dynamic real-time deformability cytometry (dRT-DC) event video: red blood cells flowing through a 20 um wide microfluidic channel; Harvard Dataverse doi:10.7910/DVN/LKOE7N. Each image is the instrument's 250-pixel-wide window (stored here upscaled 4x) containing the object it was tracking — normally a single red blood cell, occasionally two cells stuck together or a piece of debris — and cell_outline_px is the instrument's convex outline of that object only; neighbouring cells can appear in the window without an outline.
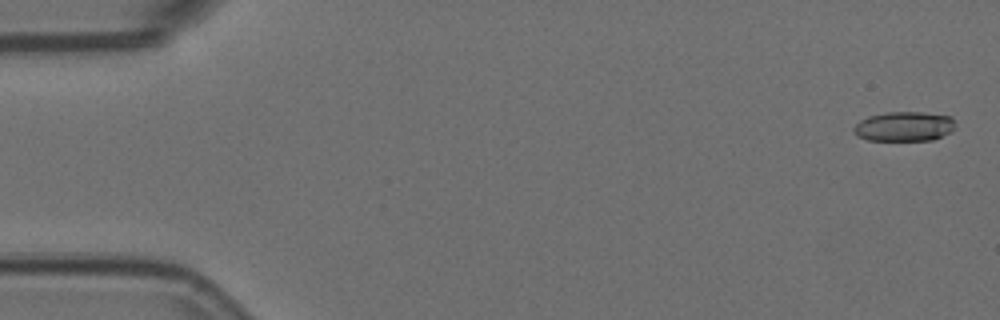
{"species": "Egyptian fruit bat (a non-hibernating species)", "species_latin": "Rousettus aegyptiacus", "temperature_condition": "room temperature", "stored_images_in_passage": 5, "camera_frame_rate_fps": 3000, "um_per_image_px": 0.085, "animal": {"sex": "female"}, "frame": {"image": 1, "passage_image": 1, "time_ms": 0.0, "image_size_px": [1000, 320], "cell_outline_px": [[952, 132], [932, 140], [868, 140], [856, 136], [852, 132], [852, 128], [860, 120], [868, 116], [888, 112], [924, 112], [952, 116]], "centroid_in_image_um": [76.8, 10.75], "position_along_channel_um": 8.2, "area_um2": 17.57}}
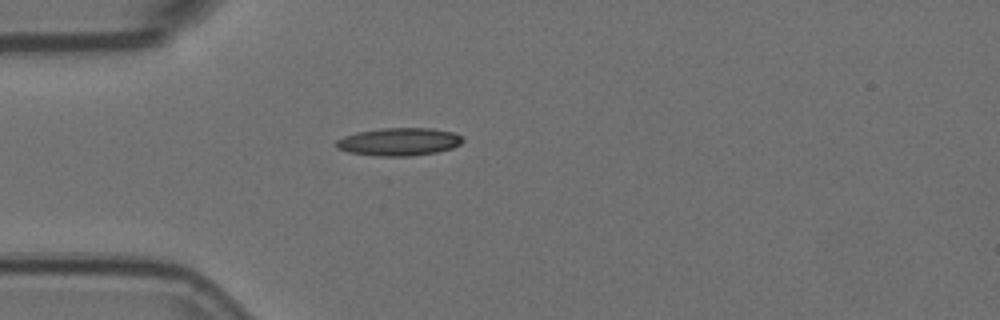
{"frame": {"image": 2, "passage_image": 5, "time_ms": 1.333, "image_size_px": [1000, 320], "cell_outline_px": [[464, 140], [460, 144], [452, 148], [436, 152], [408, 156], [380, 156], [348, 152], [336, 148], [336, 140], [344, 136], [356, 132], [384, 128], [432, 128], [452, 132], [460, 136]], "centroid_in_image_um": [33.89, 12.04], "position_along_channel_um": 51.1, "area_um2": 20.4}}